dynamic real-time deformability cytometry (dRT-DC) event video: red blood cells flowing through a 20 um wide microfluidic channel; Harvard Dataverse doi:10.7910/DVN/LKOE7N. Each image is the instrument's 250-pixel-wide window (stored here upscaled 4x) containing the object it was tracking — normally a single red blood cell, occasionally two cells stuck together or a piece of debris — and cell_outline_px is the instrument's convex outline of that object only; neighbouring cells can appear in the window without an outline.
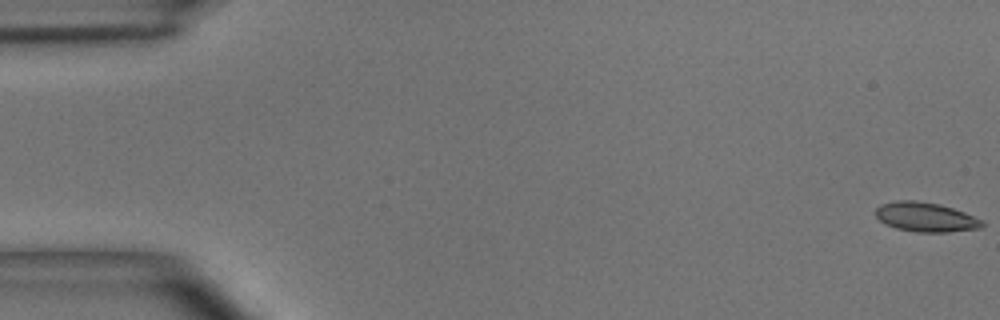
{"species": "common noctule bat (a hibernating species)", "species_latin": "Nyctalus noctula", "temperature_condition": "room temperature", "stored_images_in_passage": 51, "camera_frame_rate_fps": 3000, "um_per_image_px": 0.085, "animal": {"sex": "male", "body_mass_g": 15.6}, "frame": {"image": 1, "passage_image": 1, "time_ms": 0.0, "image_size_px": [1000, 320], "cell_outline_px": [[984, 224], [980, 228], [948, 232], [916, 232], [896, 228], [884, 224], [876, 216], [876, 208], [880, 204], [896, 200], [916, 200], [940, 204], [964, 212], [984, 220]], "centroid_in_image_um": [78.67, 18.44], "position_along_channel_um": 6.3, "area_um2": 18.38}}
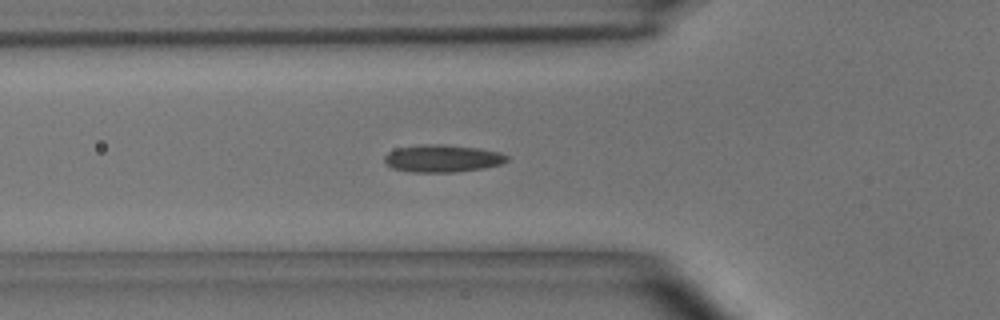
{"frame": {"image": 2, "passage_image": 18, "time_ms": 5.667, "image_size_px": [1000, 320], "cell_outline_px": [[508, 160], [500, 164], [484, 168], [456, 172], [412, 172], [392, 168], [384, 160], [384, 156], [388, 152], [396, 148], [420, 144], [440, 144], [480, 148], [500, 152], [508, 156]], "centroid_in_image_um": [37.6, 13.46], "position_along_channel_um": 88.2, "area_um2": 19.65}}
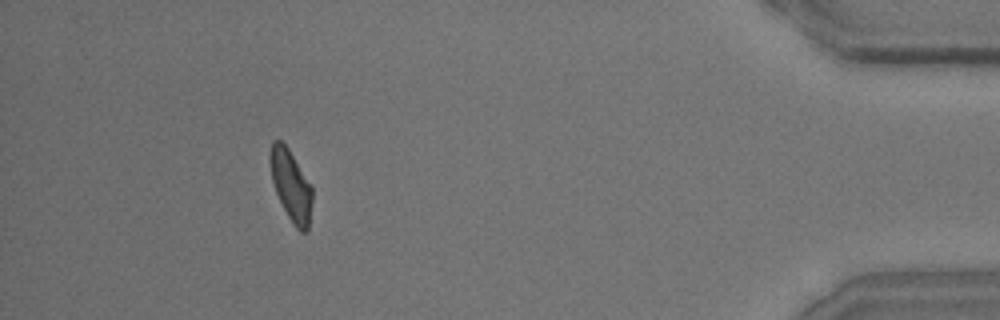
{"frame": {"image": 3, "passage_image": 47, "time_ms": 15.333, "image_size_px": [1000, 320], "cell_outline_px": [[312, 200], [308, 228], [304, 232], [300, 232], [292, 224], [276, 192], [272, 180], [268, 160], [268, 156], [272, 140], [280, 140], [288, 148], [312, 188]], "centroid_in_image_um": [24.7, 15.74], "position_along_channel_um": 410.5, "area_um2": 17.22}, "authors_computed_cell_mechanics": {"area_um2": 18.207, "velocity_mm_per_s": 3.9255, "shape_relaxation_time_tau1_ms": 6.0372, "shape_relaxation_time_tau2_ms": 1.0569, "deformation_change_tau1": 0.1547, "deformation_change_tau2": 0.0681}}